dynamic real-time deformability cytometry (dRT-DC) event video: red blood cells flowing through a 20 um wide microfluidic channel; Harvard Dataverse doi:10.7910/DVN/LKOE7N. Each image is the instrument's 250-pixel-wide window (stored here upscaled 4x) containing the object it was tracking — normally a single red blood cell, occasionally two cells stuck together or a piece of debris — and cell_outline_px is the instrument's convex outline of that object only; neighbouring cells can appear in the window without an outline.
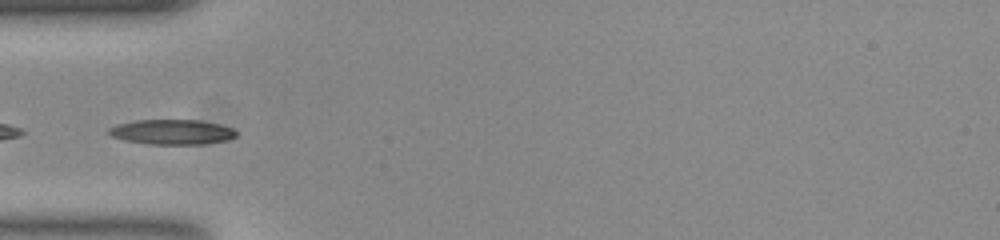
{"species": "common noctule bat (a hibernating species)", "species_latin": "Nyctalus noctula", "temperature_condition": "room temperature", "stored_images_in_passage": 34, "camera_frame_rate_fps": 3000, "um_per_image_px": 0.085, "animal": {"sex": "female", "body_mass_g": 23.0, "forearm_length_mm": 53.4}, "frame": {"image": 1, "passage_image": 1, "time_ms": 0.0, "image_size_px": [1000, 240], "cell_outline_px": [[236, 136], [228, 140], [204, 144], [152, 144], [124, 140], [112, 136], [108, 132], [108, 128], [116, 124], [136, 120], [200, 120], [220, 124], [232, 128], [236, 132]], "centroid_in_image_um": [14.63, 11.21], "position_along_channel_um": 70.4, "area_um2": 18.55}}
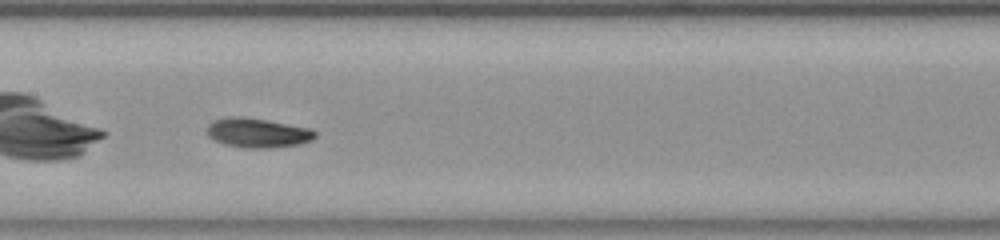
{"frame": {"image": 2, "passage_image": 10, "time_ms": 3.0, "image_size_px": [1000, 240], "cell_outline_px": [[316, 136], [312, 140], [300, 144], [268, 148], [244, 148], [224, 144], [208, 136], [208, 124], [212, 120], [232, 116], [244, 116], [268, 120], [312, 128], [316, 132]], "centroid_in_image_um": [21.92, 11.28], "position_along_channel_um": 185.5, "area_um2": 18.73}}
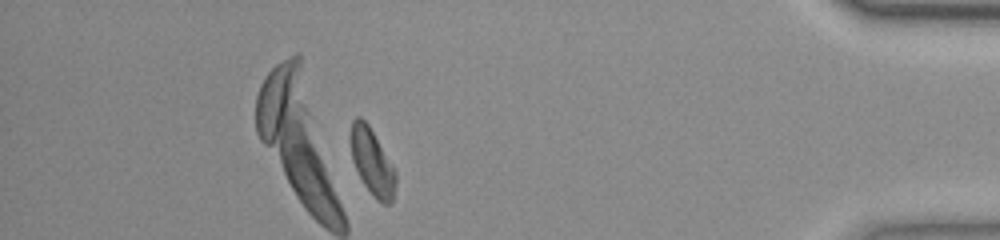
{"frame": {"image": 3, "passage_image": 31, "time_ms": 10.0, "image_size_px": [1000, 240], "cell_outline_px": [[396, 184], [392, 200], [388, 204], [384, 204], [376, 200], [372, 196], [364, 184], [352, 160], [352, 120], [356, 116], [360, 116], [368, 124], [396, 172]], "centroid_in_image_um": [31.65, 13.81], "position_along_channel_um": 403.6, "area_um2": 16.94}}